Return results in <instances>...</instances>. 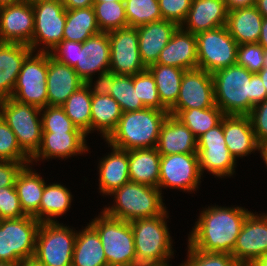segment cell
Returning a JSON list of instances; mask_svg holds the SVG:
<instances>
[{
	"instance_id": "1",
	"label": "cell",
	"mask_w": 267,
	"mask_h": 266,
	"mask_svg": "<svg viewBox=\"0 0 267 266\" xmlns=\"http://www.w3.org/2000/svg\"><path fill=\"white\" fill-rule=\"evenodd\" d=\"M250 211L243 207L205 208L188 236V244L206 253L232 254L242 225Z\"/></svg>"
},
{
	"instance_id": "2",
	"label": "cell",
	"mask_w": 267,
	"mask_h": 266,
	"mask_svg": "<svg viewBox=\"0 0 267 266\" xmlns=\"http://www.w3.org/2000/svg\"><path fill=\"white\" fill-rule=\"evenodd\" d=\"M215 103L225 115L248 116L252 108L267 99L258 73L237 64L212 73Z\"/></svg>"
},
{
	"instance_id": "3",
	"label": "cell",
	"mask_w": 267,
	"mask_h": 266,
	"mask_svg": "<svg viewBox=\"0 0 267 266\" xmlns=\"http://www.w3.org/2000/svg\"><path fill=\"white\" fill-rule=\"evenodd\" d=\"M168 110L144 108L122 113L116 129L105 140L108 146L122 150L155 148Z\"/></svg>"
},
{
	"instance_id": "4",
	"label": "cell",
	"mask_w": 267,
	"mask_h": 266,
	"mask_svg": "<svg viewBox=\"0 0 267 266\" xmlns=\"http://www.w3.org/2000/svg\"><path fill=\"white\" fill-rule=\"evenodd\" d=\"M109 195L114 196L115 203L103 211L124 221L156 217L166 210L158 187L129 181Z\"/></svg>"
},
{
	"instance_id": "5",
	"label": "cell",
	"mask_w": 267,
	"mask_h": 266,
	"mask_svg": "<svg viewBox=\"0 0 267 266\" xmlns=\"http://www.w3.org/2000/svg\"><path fill=\"white\" fill-rule=\"evenodd\" d=\"M168 211L152 218L130 222L136 251V266L161 264L174 256L166 219Z\"/></svg>"
},
{
	"instance_id": "6",
	"label": "cell",
	"mask_w": 267,
	"mask_h": 266,
	"mask_svg": "<svg viewBox=\"0 0 267 266\" xmlns=\"http://www.w3.org/2000/svg\"><path fill=\"white\" fill-rule=\"evenodd\" d=\"M89 224L99 235L108 265L136 266V251L130 222L111 217L102 211Z\"/></svg>"
},
{
	"instance_id": "7",
	"label": "cell",
	"mask_w": 267,
	"mask_h": 266,
	"mask_svg": "<svg viewBox=\"0 0 267 266\" xmlns=\"http://www.w3.org/2000/svg\"><path fill=\"white\" fill-rule=\"evenodd\" d=\"M0 116L16 135L20 148L32 158L42 142L41 109L10 97L0 100Z\"/></svg>"
},
{
	"instance_id": "8",
	"label": "cell",
	"mask_w": 267,
	"mask_h": 266,
	"mask_svg": "<svg viewBox=\"0 0 267 266\" xmlns=\"http://www.w3.org/2000/svg\"><path fill=\"white\" fill-rule=\"evenodd\" d=\"M40 222L33 216L0 220V262L21 263L34 257Z\"/></svg>"
},
{
	"instance_id": "9",
	"label": "cell",
	"mask_w": 267,
	"mask_h": 266,
	"mask_svg": "<svg viewBox=\"0 0 267 266\" xmlns=\"http://www.w3.org/2000/svg\"><path fill=\"white\" fill-rule=\"evenodd\" d=\"M76 235L75 230L57 220L40 223L33 258L44 266H72Z\"/></svg>"
},
{
	"instance_id": "10",
	"label": "cell",
	"mask_w": 267,
	"mask_h": 266,
	"mask_svg": "<svg viewBox=\"0 0 267 266\" xmlns=\"http://www.w3.org/2000/svg\"><path fill=\"white\" fill-rule=\"evenodd\" d=\"M33 53L22 64L11 98L42 109L48 105V53Z\"/></svg>"
},
{
	"instance_id": "11",
	"label": "cell",
	"mask_w": 267,
	"mask_h": 266,
	"mask_svg": "<svg viewBox=\"0 0 267 266\" xmlns=\"http://www.w3.org/2000/svg\"><path fill=\"white\" fill-rule=\"evenodd\" d=\"M34 11V32L29 44L32 51L49 53L63 40L66 22V8L62 0H40L32 3Z\"/></svg>"
},
{
	"instance_id": "12",
	"label": "cell",
	"mask_w": 267,
	"mask_h": 266,
	"mask_svg": "<svg viewBox=\"0 0 267 266\" xmlns=\"http://www.w3.org/2000/svg\"><path fill=\"white\" fill-rule=\"evenodd\" d=\"M198 68L214 73L236 64L238 43L226 25L196 34Z\"/></svg>"
},
{
	"instance_id": "13",
	"label": "cell",
	"mask_w": 267,
	"mask_h": 266,
	"mask_svg": "<svg viewBox=\"0 0 267 266\" xmlns=\"http://www.w3.org/2000/svg\"><path fill=\"white\" fill-rule=\"evenodd\" d=\"M197 154L202 175L204 170L219 178L231 177L235 173L237 159L225 143L223 118L218 125L197 138Z\"/></svg>"
},
{
	"instance_id": "14",
	"label": "cell",
	"mask_w": 267,
	"mask_h": 266,
	"mask_svg": "<svg viewBox=\"0 0 267 266\" xmlns=\"http://www.w3.org/2000/svg\"><path fill=\"white\" fill-rule=\"evenodd\" d=\"M158 188L170 187L187 192L198 189L201 181L199 157L197 153L161 155Z\"/></svg>"
},
{
	"instance_id": "15",
	"label": "cell",
	"mask_w": 267,
	"mask_h": 266,
	"mask_svg": "<svg viewBox=\"0 0 267 266\" xmlns=\"http://www.w3.org/2000/svg\"><path fill=\"white\" fill-rule=\"evenodd\" d=\"M110 68L116 75H135L147 69L143 64L138 43L137 27H125L108 32Z\"/></svg>"
},
{
	"instance_id": "16",
	"label": "cell",
	"mask_w": 267,
	"mask_h": 266,
	"mask_svg": "<svg viewBox=\"0 0 267 266\" xmlns=\"http://www.w3.org/2000/svg\"><path fill=\"white\" fill-rule=\"evenodd\" d=\"M250 212L237 237L232 256L242 265L267 254V214Z\"/></svg>"
},
{
	"instance_id": "17",
	"label": "cell",
	"mask_w": 267,
	"mask_h": 266,
	"mask_svg": "<svg viewBox=\"0 0 267 266\" xmlns=\"http://www.w3.org/2000/svg\"><path fill=\"white\" fill-rule=\"evenodd\" d=\"M215 103L212 73L202 69L186 70L176 104L170 110L206 109Z\"/></svg>"
},
{
	"instance_id": "18",
	"label": "cell",
	"mask_w": 267,
	"mask_h": 266,
	"mask_svg": "<svg viewBox=\"0 0 267 266\" xmlns=\"http://www.w3.org/2000/svg\"><path fill=\"white\" fill-rule=\"evenodd\" d=\"M73 68L86 84H93L95 73L109 71L110 42L107 32L93 35L83 43L78 42L77 63Z\"/></svg>"
},
{
	"instance_id": "19",
	"label": "cell",
	"mask_w": 267,
	"mask_h": 266,
	"mask_svg": "<svg viewBox=\"0 0 267 266\" xmlns=\"http://www.w3.org/2000/svg\"><path fill=\"white\" fill-rule=\"evenodd\" d=\"M34 32V11L31 3L0 7V42L29 45Z\"/></svg>"
},
{
	"instance_id": "20",
	"label": "cell",
	"mask_w": 267,
	"mask_h": 266,
	"mask_svg": "<svg viewBox=\"0 0 267 266\" xmlns=\"http://www.w3.org/2000/svg\"><path fill=\"white\" fill-rule=\"evenodd\" d=\"M84 132H42V142L37 153L31 158L33 161L69 158L77 154L88 152Z\"/></svg>"
},
{
	"instance_id": "21",
	"label": "cell",
	"mask_w": 267,
	"mask_h": 266,
	"mask_svg": "<svg viewBox=\"0 0 267 266\" xmlns=\"http://www.w3.org/2000/svg\"><path fill=\"white\" fill-rule=\"evenodd\" d=\"M178 27L176 23L164 19L137 26L139 53L146 67L157 63L161 51Z\"/></svg>"
},
{
	"instance_id": "22",
	"label": "cell",
	"mask_w": 267,
	"mask_h": 266,
	"mask_svg": "<svg viewBox=\"0 0 267 266\" xmlns=\"http://www.w3.org/2000/svg\"><path fill=\"white\" fill-rule=\"evenodd\" d=\"M178 67L183 70L198 68L197 38L181 26L172 35L171 40L161 51L157 63Z\"/></svg>"
},
{
	"instance_id": "23",
	"label": "cell",
	"mask_w": 267,
	"mask_h": 266,
	"mask_svg": "<svg viewBox=\"0 0 267 266\" xmlns=\"http://www.w3.org/2000/svg\"><path fill=\"white\" fill-rule=\"evenodd\" d=\"M46 82L48 106H61L72 93L85 84L73 67L60 63L49 53Z\"/></svg>"
},
{
	"instance_id": "24",
	"label": "cell",
	"mask_w": 267,
	"mask_h": 266,
	"mask_svg": "<svg viewBox=\"0 0 267 266\" xmlns=\"http://www.w3.org/2000/svg\"><path fill=\"white\" fill-rule=\"evenodd\" d=\"M228 11L224 0H192L191 8L181 27L196 35L224 26Z\"/></svg>"
},
{
	"instance_id": "25",
	"label": "cell",
	"mask_w": 267,
	"mask_h": 266,
	"mask_svg": "<svg viewBox=\"0 0 267 266\" xmlns=\"http://www.w3.org/2000/svg\"><path fill=\"white\" fill-rule=\"evenodd\" d=\"M223 132L227 148L235 159L259 149L249 116L225 115Z\"/></svg>"
},
{
	"instance_id": "26",
	"label": "cell",
	"mask_w": 267,
	"mask_h": 266,
	"mask_svg": "<svg viewBox=\"0 0 267 266\" xmlns=\"http://www.w3.org/2000/svg\"><path fill=\"white\" fill-rule=\"evenodd\" d=\"M156 148L160 155L197 153V138L177 118L168 115L161 126Z\"/></svg>"
},
{
	"instance_id": "27",
	"label": "cell",
	"mask_w": 267,
	"mask_h": 266,
	"mask_svg": "<svg viewBox=\"0 0 267 266\" xmlns=\"http://www.w3.org/2000/svg\"><path fill=\"white\" fill-rule=\"evenodd\" d=\"M31 52L27 44L0 42V100L12 96L22 64Z\"/></svg>"
},
{
	"instance_id": "28",
	"label": "cell",
	"mask_w": 267,
	"mask_h": 266,
	"mask_svg": "<svg viewBox=\"0 0 267 266\" xmlns=\"http://www.w3.org/2000/svg\"><path fill=\"white\" fill-rule=\"evenodd\" d=\"M112 152L99 162V192L105 195L130 181L128 151L109 146Z\"/></svg>"
},
{
	"instance_id": "29",
	"label": "cell",
	"mask_w": 267,
	"mask_h": 266,
	"mask_svg": "<svg viewBox=\"0 0 267 266\" xmlns=\"http://www.w3.org/2000/svg\"><path fill=\"white\" fill-rule=\"evenodd\" d=\"M263 22L255 6L228 11L226 28L238 44L258 43Z\"/></svg>"
},
{
	"instance_id": "30",
	"label": "cell",
	"mask_w": 267,
	"mask_h": 266,
	"mask_svg": "<svg viewBox=\"0 0 267 266\" xmlns=\"http://www.w3.org/2000/svg\"><path fill=\"white\" fill-rule=\"evenodd\" d=\"M160 157L156 147L128 150L130 181L158 187Z\"/></svg>"
},
{
	"instance_id": "31",
	"label": "cell",
	"mask_w": 267,
	"mask_h": 266,
	"mask_svg": "<svg viewBox=\"0 0 267 266\" xmlns=\"http://www.w3.org/2000/svg\"><path fill=\"white\" fill-rule=\"evenodd\" d=\"M107 260L97 231L90 225L77 231L72 266H107Z\"/></svg>"
},
{
	"instance_id": "32",
	"label": "cell",
	"mask_w": 267,
	"mask_h": 266,
	"mask_svg": "<svg viewBox=\"0 0 267 266\" xmlns=\"http://www.w3.org/2000/svg\"><path fill=\"white\" fill-rule=\"evenodd\" d=\"M30 165H25L21 169L14 186L23 212L28 216H34L39 211L46 182Z\"/></svg>"
},
{
	"instance_id": "33",
	"label": "cell",
	"mask_w": 267,
	"mask_h": 266,
	"mask_svg": "<svg viewBox=\"0 0 267 266\" xmlns=\"http://www.w3.org/2000/svg\"><path fill=\"white\" fill-rule=\"evenodd\" d=\"M122 113L119 103L110 95L92 94L91 131H100L106 140L116 129Z\"/></svg>"
},
{
	"instance_id": "34",
	"label": "cell",
	"mask_w": 267,
	"mask_h": 266,
	"mask_svg": "<svg viewBox=\"0 0 267 266\" xmlns=\"http://www.w3.org/2000/svg\"><path fill=\"white\" fill-rule=\"evenodd\" d=\"M147 70L154 77L161 104L169 111L176 104L186 70L161 64H152Z\"/></svg>"
},
{
	"instance_id": "35",
	"label": "cell",
	"mask_w": 267,
	"mask_h": 266,
	"mask_svg": "<svg viewBox=\"0 0 267 266\" xmlns=\"http://www.w3.org/2000/svg\"><path fill=\"white\" fill-rule=\"evenodd\" d=\"M100 32L93 6L66 9L63 40L83 43L89 37Z\"/></svg>"
},
{
	"instance_id": "36",
	"label": "cell",
	"mask_w": 267,
	"mask_h": 266,
	"mask_svg": "<svg viewBox=\"0 0 267 266\" xmlns=\"http://www.w3.org/2000/svg\"><path fill=\"white\" fill-rule=\"evenodd\" d=\"M72 199L70 190L60 183H45L39 211L33 217L40 223L54 222L56 217L66 214Z\"/></svg>"
},
{
	"instance_id": "37",
	"label": "cell",
	"mask_w": 267,
	"mask_h": 266,
	"mask_svg": "<svg viewBox=\"0 0 267 266\" xmlns=\"http://www.w3.org/2000/svg\"><path fill=\"white\" fill-rule=\"evenodd\" d=\"M169 115L188 127L196 138L218 125L225 116L217 105L206 109L169 110Z\"/></svg>"
},
{
	"instance_id": "38",
	"label": "cell",
	"mask_w": 267,
	"mask_h": 266,
	"mask_svg": "<svg viewBox=\"0 0 267 266\" xmlns=\"http://www.w3.org/2000/svg\"><path fill=\"white\" fill-rule=\"evenodd\" d=\"M92 93L85 83L61 105L72 123L86 135L91 132Z\"/></svg>"
},
{
	"instance_id": "39",
	"label": "cell",
	"mask_w": 267,
	"mask_h": 266,
	"mask_svg": "<svg viewBox=\"0 0 267 266\" xmlns=\"http://www.w3.org/2000/svg\"><path fill=\"white\" fill-rule=\"evenodd\" d=\"M93 8L101 32L128 27L124 2H94Z\"/></svg>"
},
{
	"instance_id": "40",
	"label": "cell",
	"mask_w": 267,
	"mask_h": 266,
	"mask_svg": "<svg viewBox=\"0 0 267 266\" xmlns=\"http://www.w3.org/2000/svg\"><path fill=\"white\" fill-rule=\"evenodd\" d=\"M109 95L119 103L123 113L146 108L138 98L137 87L133 85V75H116L114 73Z\"/></svg>"
},
{
	"instance_id": "41",
	"label": "cell",
	"mask_w": 267,
	"mask_h": 266,
	"mask_svg": "<svg viewBox=\"0 0 267 266\" xmlns=\"http://www.w3.org/2000/svg\"><path fill=\"white\" fill-rule=\"evenodd\" d=\"M129 27L162 20L158 0H124Z\"/></svg>"
},
{
	"instance_id": "42",
	"label": "cell",
	"mask_w": 267,
	"mask_h": 266,
	"mask_svg": "<svg viewBox=\"0 0 267 266\" xmlns=\"http://www.w3.org/2000/svg\"><path fill=\"white\" fill-rule=\"evenodd\" d=\"M31 158L20 148L17 137L0 116V161L29 165Z\"/></svg>"
},
{
	"instance_id": "43",
	"label": "cell",
	"mask_w": 267,
	"mask_h": 266,
	"mask_svg": "<svg viewBox=\"0 0 267 266\" xmlns=\"http://www.w3.org/2000/svg\"><path fill=\"white\" fill-rule=\"evenodd\" d=\"M133 85L137 87L138 98L146 108L167 110L160 102L154 77L147 69L133 75Z\"/></svg>"
},
{
	"instance_id": "44",
	"label": "cell",
	"mask_w": 267,
	"mask_h": 266,
	"mask_svg": "<svg viewBox=\"0 0 267 266\" xmlns=\"http://www.w3.org/2000/svg\"><path fill=\"white\" fill-rule=\"evenodd\" d=\"M42 132H83L65 114L61 106H46L41 109Z\"/></svg>"
},
{
	"instance_id": "45",
	"label": "cell",
	"mask_w": 267,
	"mask_h": 266,
	"mask_svg": "<svg viewBox=\"0 0 267 266\" xmlns=\"http://www.w3.org/2000/svg\"><path fill=\"white\" fill-rule=\"evenodd\" d=\"M188 258L181 266H242L231 254L206 253L188 244Z\"/></svg>"
},
{
	"instance_id": "46",
	"label": "cell",
	"mask_w": 267,
	"mask_h": 266,
	"mask_svg": "<svg viewBox=\"0 0 267 266\" xmlns=\"http://www.w3.org/2000/svg\"><path fill=\"white\" fill-rule=\"evenodd\" d=\"M265 49L259 43L239 44L236 64L252 73L264 68Z\"/></svg>"
},
{
	"instance_id": "47",
	"label": "cell",
	"mask_w": 267,
	"mask_h": 266,
	"mask_svg": "<svg viewBox=\"0 0 267 266\" xmlns=\"http://www.w3.org/2000/svg\"><path fill=\"white\" fill-rule=\"evenodd\" d=\"M23 212L15 186L0 188V219H18Z\"/></svg>"
},
{
	"instance_id": "48",
	"label": "cell",
	"mask_w": 267,
	"mask_h": 266,
	"mask_svg": "<svg viewBox=\"0 0 267 266\" xmlns=\"http://www.w3.org/2000/svg\"><path fill=\"white\" fill-rule=\"evenodd\" d=\"M162 19L181 26L191 8L192 0H158Z\"/></svg>"
},
{
	"instance_id": "49",
	"label": "cell",
	"mask_w": 267,
	"mask_h": 266,
	"mask_svg": "<svg viewBox=\"0 0 267 266\" xmlns=\"http://www.w3.org/2000/svg\"><path fill=\"white\" fill-rule=\"evenodd\" d=\"M248 116L258 143L267 140V99L256 104Z\"/></svg>"
},
{
	"instance_id": "50",
	"label": "cell",
	"mask_w": 267,
	"mask_h": 266,
	"mask_svg": "<svg viewBox=\"0 0 267 266\" xmlns=\"http://www.w3.org/2000/svg\"><path fill=\"white\" fill-rule=\"evenodd\" d=\"M49 54L60 63L74 67L77 63L78 42L62 40Z\"/></svg>"
},
{
	"instance_id": "51",
	"label": "cell",
	"mask_w": 267,
	"mask_h": 266,
	"mask_svg": "<svg viewBox=\"0 0 267 266\" xmlns=\"http://www.w3.org/2000/svg\"><path fill=\"white\" fill-rule=\"evenodd\" d=\"M24 166V163L0 161V188L14 186L18 173Z\"/></svg>"
},
{
	"instance_id": "52",
	"label": "cell",
	"mask_w": 267,
	"mask_h": 266,
	"mask_svg": "<svg viewBox=\"0 0 267 266\" xmlns=\"http://www.w3.org/2000/svg\"><path fill=\"white\" fill-rule=\"evenodd\" d=\"M113 79L114 73L109 70L103 73H99L97 81H94V85L87 84V86H89L91 93L94 95H109L113 85Z\"/></svg>"
},
{
	"instance_id": "53",
	"label": "cell",
	"mask_w": 267,
	"mask_h": 266,
	"mask_svg": "<svg viewBox=\"0 0 267 266\" xmlns=\"http://www.w3.org/2000/svg\"><path fill=\"white\" fill-rule=\"evenodd\" d=\"M224 2L226 3L227 9L231 11L237 8L255 6L256 0H224Z\"/></svg>"
},
{
	"instance_id": "54",
	"label": "cell",
	"mask_w": 267,
	"mask_h": 266,
	"mask_svg": "<svg viewBox=\"0 0 267 266\" xmlns=\"http://www.w3.org/2000/svg\"><path fill=\"white\" fill-rule=\"evenodd\" d=\"M66 9L86 8L93 6V0H62Z\"/></svg>"
},
{
	"instance_id": "55",
	"label": "cell",
	"mask_w": 267,
	"mask_h": 266,
	"mask_svg": "<svg viewBox=\"0 0 267 266\" xmlns=\"http://www.w3.org/2000/svg\"><path fill=\"white\" fill-rule=\"evenodd\" d=\"M258 43L267 50V18H263L261 33L258 39Z\"/></svg>"
},
{
	"instance_id": "56",
	"label": "cell",
	"mask_w": 267,
	"mask_h": 266,
	"mask_svg": "<svg viewBox=\"0 0 267 266\" xmlns=\"http://www.w3.org/2000/svg\"><path fill=\"white\" fill-rule=\"evenodd\" d=\"M255 7L263 18H267V0H256Z\"/></svg>"
},
{
	"instance_id": "57",
	"label": "cell",
	"mask_w": 267,
	"mask_h": 266,
	"mask_svg": "<svg viewBox=\"0 0 267 266\" xmlns=\"http://www.w3.org/2000/svg\"><path fill=\"white\" fill-rule=\"evenodd\" d=\"M261 157L263 158L265 165L267 166V140L259 143V149Z\"/></svg>"
},
{
	"instance_id": "58",
	"label": "cell",
	"mask_w": 267,
	"mask_h": 266,
	"mask_svg": "<svg viewBox=\"0 0 267 266\" xmlns=\"http://www.w3.org/2000/svg\"><path fill=\"white\" fill-rule=\"evenodd\" d=\"M249 266H267V254L257 258Z\"/></svg>"
},
{
	"instance_id": "59",
	"label": "cell",
	"mask_w": 267,
	"mask_h": 266,
	"mask_svg": "<svg viewBox=\"0 0 267 266\" xmlns=\"http://www.w3.org/2000/svg\"><path fill=\"white\" fill-rule=\"evenodd\" d=\"M20 266H44V265L38 262L36 259L30 258L26 261L21 262Z\"/></svg>"
},
{
	"instance_id": "60",
	"label": "cell",
	"mask_w": 267,
	"mask_h": 266,
	"mask_svg": "<svg viewBox=\"0 0 267 266\" xmlns=\"http://www.w3.org/2000/svg\"><path fill=\"white\" fill-rule=\"evenodd\" d=\"M258 74L261 77L263 85L265 86V89L267 91V69L263 68L261 71L258 72Z\"/></svg>"
},
{
	"instance_id": "61",
	"label": "cell",
	"mask_w": 267,
	"mask_h": 266,
	"mask_svg": "<svg viewBox=\"0 0 267 266\" xmlns=\"http://www.w3.org/2000/svg\"><path fill=\"white\" fill-rule=\"evenodd\" d=\"M22 1H25V0H0V7L18 4Z\"/></svg>"
},
{
	"instance_id": "62",
	"label": "cell",
	"mask_w": 267,
	"mask_h": 266,
	"mask_svg": "<svg viewBox=\"0 0 267 266\" xmlns=\"http://www.w3.org/2000/svg\"><path fill=\"white\" fill-rule=\"evenodd\" d=\"M0 266H20V263L0 262Z\"/></svg>"
},
{
	"instance_id": "63",
	"label": "cell",
	"mask_w": 267,
	"mask_h": 266,
	"mask_svg": "<svg viewBox=\"0 0 267 266\" xmlns=\"http://www.w3.org/2000/svg\"><path fill=\"white\" fill-rule=\"evenodd\" d=\"M139 266H170V264L168 262H165V263H161V264H149V265H139Z\"/></svg>"
},
{
	"instance_id": "64",
	"label": "cell",
	"mask_w": 267,
	"mask_h": 266,
	"mask_svg": "<svg viewBox=\"0 0 267 266\" xmlns=\"http://www.w3.org/2000/svg\"><path fill=\"white\" fill-rule=\"evenodd\" d=\"M94 2H106V1H108V2H124V0H93Z\"/></svg>"
},
{
	"instance_id": "65",
	"label": "cell",
	"mask_w": 267,
	"mask_h": 266,
	"mask_svg": "<svg viewBox=\"0 0 267 266\" xmlns=\"http://www.w3.org/2000/svg\"><path fill=\"white\" fill-rule=\"evenodd\" d=\"M265 60H264V68L267 69V50H265Z\"/></svg>"
},
{
	"instance_id": "66",
	"label": "cell",
	"mask_w": 267,
	"mask_h": 266,
	"mask_svg": "<svg viewBox=\"0 0 267 266\" xmlns=\"http://www.w3.org/2000/svg\"><path fill=\"white\" fill-rule=\"evenodd\" d=\"M25 1H27V2H29V3H34V2H37V1H40V0H25Z\"/></svg>"
}]
</instances>
